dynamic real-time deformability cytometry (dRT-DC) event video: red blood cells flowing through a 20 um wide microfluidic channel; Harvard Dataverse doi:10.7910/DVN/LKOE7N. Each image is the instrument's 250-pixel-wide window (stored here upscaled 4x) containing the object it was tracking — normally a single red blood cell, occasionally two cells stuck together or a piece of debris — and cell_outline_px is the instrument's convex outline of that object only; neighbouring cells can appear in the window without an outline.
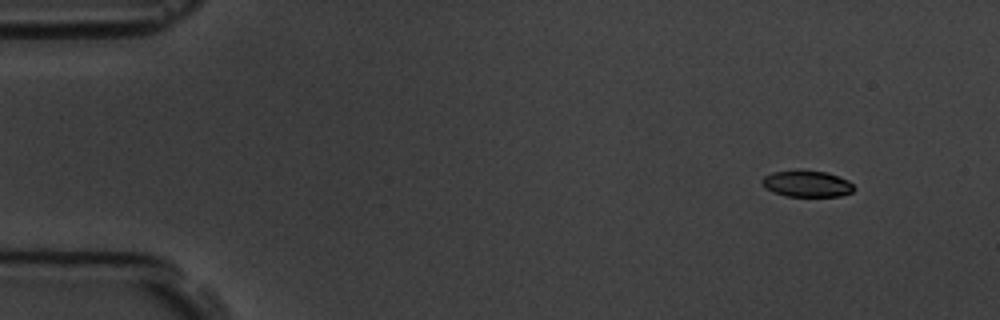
{"species": "common noctule bat (a hibernating species)", "species_latin": "Nyctalus noctula", "temperature_condition": "room temperature", "stored_images_in_passage": 4, "camera_frame_rate_fps": 3000, "um_per_image_px": 0.085, "animal": {"sex": "male", "body_mass_g": 19.5, "forearm_length_mm": 54.6}, "frame": {"image": 1, "passage_image": 1, "time_ms": 0.0, "image_size_px": [1000, 320], "cell_outline_px": [[856, 188], [852, 192], [840, 196], [788, 196], [772, 192], [764, 188], [760, 184], [760, 180], [764, 176], [772, 172], [800, 168], [824, 172], [848, 180]], "centroid_in_image_um": [68.52, 15.59], "position_along_channel_um": 16.5, "area_um2": 14.51}}